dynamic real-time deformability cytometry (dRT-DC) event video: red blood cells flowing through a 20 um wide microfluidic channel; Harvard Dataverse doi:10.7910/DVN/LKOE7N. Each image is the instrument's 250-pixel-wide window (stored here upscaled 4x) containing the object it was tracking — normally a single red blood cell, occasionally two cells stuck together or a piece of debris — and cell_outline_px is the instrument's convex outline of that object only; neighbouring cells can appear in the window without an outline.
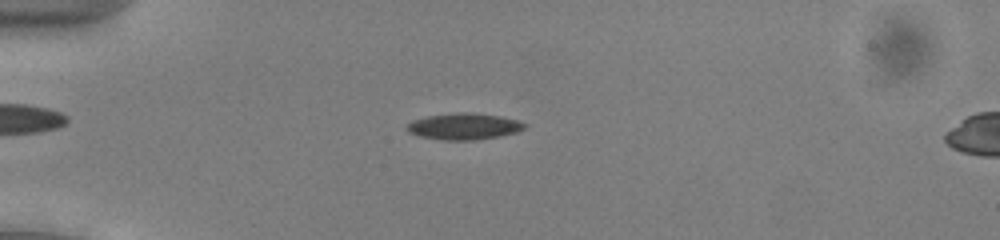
{"species": "common noctule bat (a hibernating species)", "species_latin": "Nyctalus noctula", "temperature_condition": "cold", "stored_images_in_passage": 52, "camera_frame_rate_fps": 3000, "um_per_image_px": 0.085, "animal": {"sex": "male", "body_mass_g": 13.0, "forearm_length_mm": 53.1}, "frame": {"image": 1, "passage_image": 14, "time_ms": 4.333, "image_size_px": [1000, 240], "cell_outline_px": [[528, 128], [516, 132], [500, 136], [476, 140], [440, 140], [420, 136], [408, 132], [404, 128], [412, 120], [428, 116], [456, 112], [472, 112], [500, 116], [520, 120], [528, 124]], "centroid_in_image_um": [39.47, 10.74], "position_along_channel_um": 45.5, "area_um2": 18.44}}
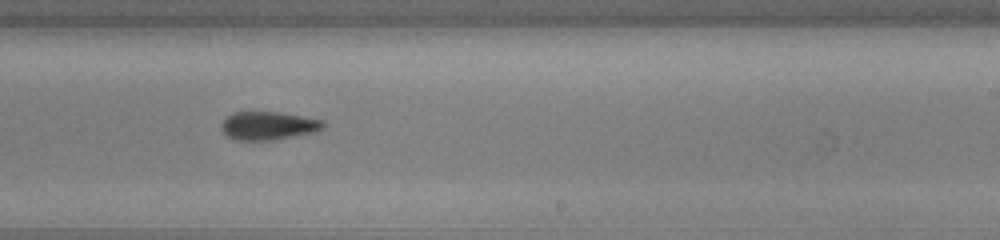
{"frame": {"image": 2, "passage_image": 33, "time_ms": 10.667, "image_size_px": [1000, 240], "cell_outline_px": [[324, 128], [316, 132], [272, 140], [236, 140], [228, 136], [220, 128], [220, 124], [224, 116], [232, 112], [280, 112], [324, 120]], "centroid_in_image_um": [22.78, 10.67], "position_along_channel_um": 266.2, "area_um2": 16.99}}
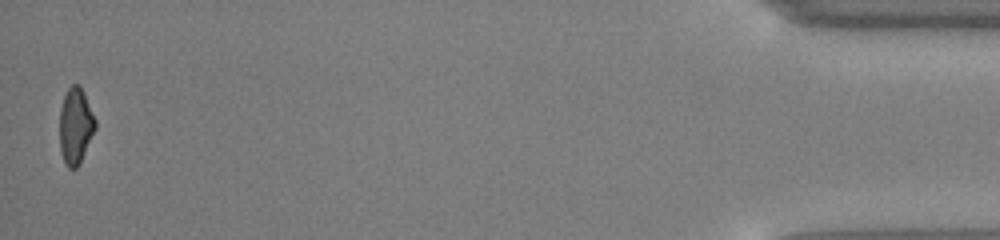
{"frame": {"image": 3, "passage_image": 52, "time_ms": 17.0, "image_size_px": [1000, 240], "cell_outline_px": [[96, 128], [80, 164], [76, 168], [68, 168], [64, 164], [60, 152], [60, 108], [64, 96], [68, 88], [72, 84], [80, 84], [96, 120]], "centroid_in_image_um": [6.42, 10.72], "position_along_channel_um": 428.8, "area_um2": 16.01}, "authors_computed_cell_mechanics": {"area_um2": 17.1088, "velocity_mm_per_s": 3.9206, "shape_relaxation_time_tau1_ms": 5.2567, "shape_relaxation_time_tau2_ms": 3.5144, "deformation_change_tau1": 0.1084, "deformation_change_tau2": 0.1091}}